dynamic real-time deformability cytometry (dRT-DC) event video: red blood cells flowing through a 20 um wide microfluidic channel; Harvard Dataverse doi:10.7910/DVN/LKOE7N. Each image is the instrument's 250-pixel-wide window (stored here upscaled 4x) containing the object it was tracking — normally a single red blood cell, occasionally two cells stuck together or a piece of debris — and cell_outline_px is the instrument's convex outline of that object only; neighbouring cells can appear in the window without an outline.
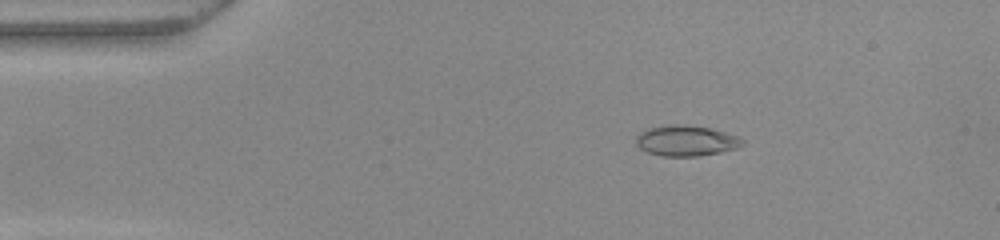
{"species": "common noctule bat (a hibernating species)", "species_latin": "Nyctalus noctula", "temperature_condition": "warm", "stored_images_in_passage": 52, "camera_frame_rate_fps": 3000, "um_per_image_px": 0.085, "animal": {"sex": "female", "body_mass_g": 22.0, "forearm_length_mm": 56.7}, "frame": {"image": 1, "passage_image": 9, "time_ms": 2.667, "image_size_px": [1000, 240], "cell_outline_px": [[744, 144], [736, 148], [720, 152], [696, 156], [664, 156], [648, 152], [640, 148], [636, 144], [636, 136], [640, 132], [648, 128], [676, 124], [680, 124], [712, 128], [740, 136], [744, 140]], "centroid_in_image_um": [58.35, 11.95], "position_along_channel_um": 26.7, "area_um2": 18.96}}
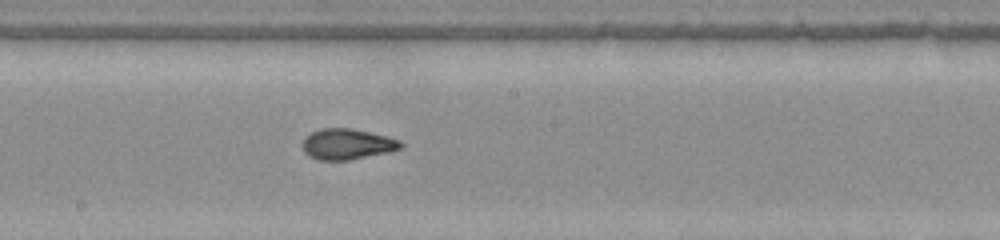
{"frame": {"image": 2, "passage_image": 28, "time_ms": 9.0, "image_size_px": [1000, 240], "cell_outline_px": [[404, 144], [400, 148], [388, 152], [348, 160], [316, 160], [308, 156], [304, 152], [304, 140], [312, 132], [320, 128], [352, 128], [388, 136], [400, 140]], "centroid_in_image_um": [29.53, 12.25], "position_along_channel_um": 218.7, "area_um2": 17.51}}
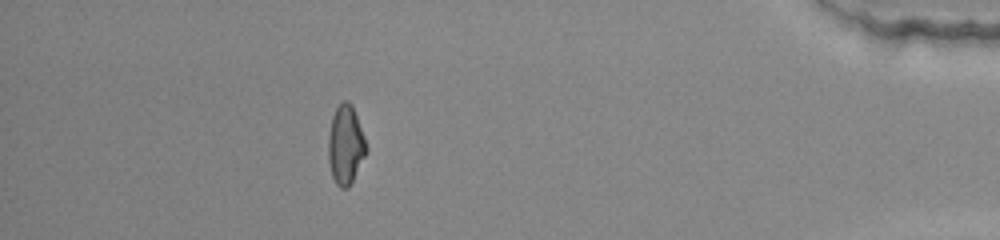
{"frame": {"image": 3, "passage_image": 46, "time_ms": 15.0, "image_size_px": [1000, 240], "cell_outline_px": [[368, 148], [348, 188], [340, 188], [336, 184], [332, 176], [328, 160], [328, 136], [332, 116], [336, 108], [344, 100], [348, 100], [352, 104], [364, 136]], "centroid_in_image_um": [29.36, 12.3], "position_along_channel_um": 405.8, "area_um2": 17.34}, "authors_computed_cell_mechanics": {"area_um2": 17.5134, "velocity_mm_per_s": 3.9929, "shape_relaxation_time_tau1_ms": 4.4254, "shape_relaxation_time_tau2_ms": 1.1575, "deformation_change_tau1": 0.1876, "deformation_change_tau2": 0.0795}}